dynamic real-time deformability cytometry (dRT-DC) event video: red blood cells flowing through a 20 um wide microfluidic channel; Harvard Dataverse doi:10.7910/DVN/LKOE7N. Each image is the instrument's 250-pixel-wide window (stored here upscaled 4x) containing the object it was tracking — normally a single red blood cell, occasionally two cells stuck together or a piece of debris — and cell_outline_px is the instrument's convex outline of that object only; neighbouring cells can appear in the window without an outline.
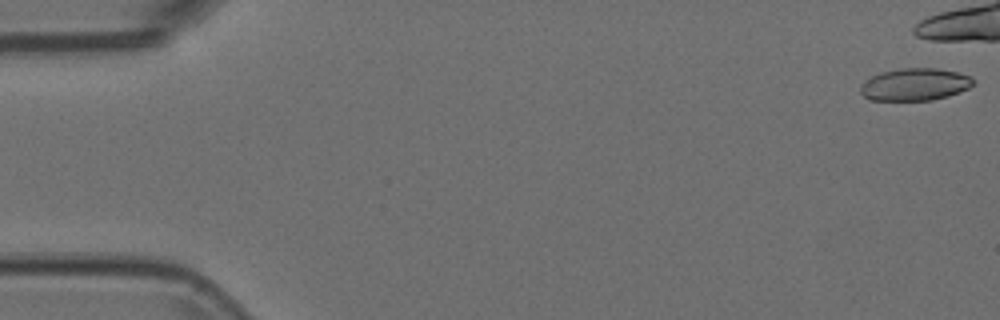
{"species": "Egyptian fruit bat (a non-hibernating species)", "species_latin": "Rousettus aegyptiacus", "temperature_condition": "room temperature", "stored_images_in_passage": 11, "camera_frame_rate_fps": 3000, "um_per_image_px": 0.085, "animal": {"sex": "female"}, "frame": {"image": 1, "passage_image": 1, "time_ms": 0.0, "image_size_px": [1000, 320], "cell_outline_px": [[972, 84], [968, 88], [948, 96], [932, 100], [868, 100], [860, 92], [860, 84], [872, 76], [880, 72], [900, 68], [936, 68], [956, 72], [972, 76]], "centroid_in_image_um": [77.72, 7.17], "position_along_channel_um": 7.3, "area_um2": 21.21}}